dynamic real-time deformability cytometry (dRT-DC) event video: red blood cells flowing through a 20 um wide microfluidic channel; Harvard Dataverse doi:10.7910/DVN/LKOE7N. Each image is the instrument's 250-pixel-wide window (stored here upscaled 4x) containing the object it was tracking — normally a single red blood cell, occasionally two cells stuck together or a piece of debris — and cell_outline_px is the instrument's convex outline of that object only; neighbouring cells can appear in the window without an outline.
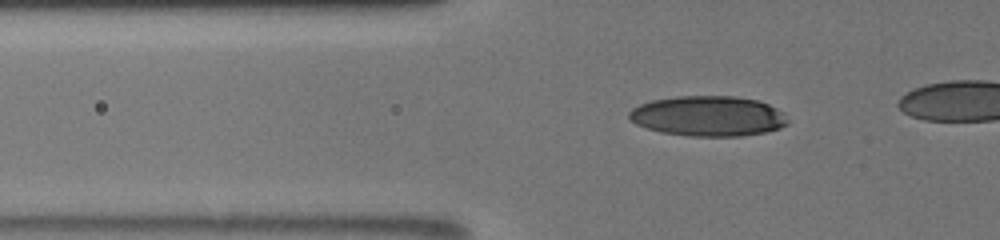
{"species": "human", "species_latin": "Homo sapiens", "temperature_condition": "room temperature", "stored_images_in_passage": 43, "camera_frame_rate_fps": 3000, "um_per_image_px": 0.085, "donor": {"sex": "male"}, "frame": {"image": 1, "passage_image": 8, "time_ms": 3.0, "image_size_px": [1000, 240], "cell_outline_px": [[788, 124], [780, 128], [764, 132], [740, 136], [688, 136], [664, 132], [648, 128], [636, 124], [628, 116], [628, 112], [632, 108], [640, 104], [652, 100], [676, 96], [736, 96], [760, 100], [784, 112], [788, 120]], "centroid_in_image_um": [60.22, 9.85], "position_along_channel_um": 65.6, "area_um2": 37.28}}
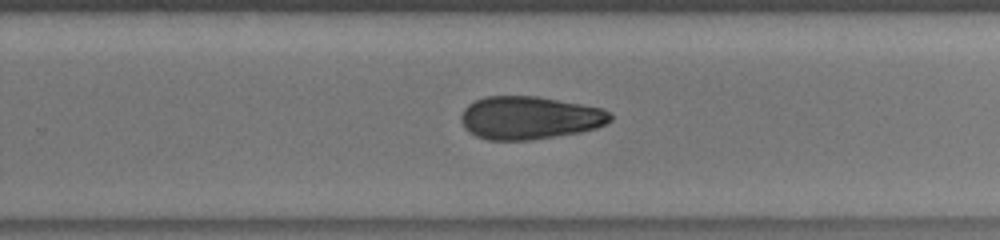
{"frame": {"image": 2, "passage_image": 29, "time_ms": 9.0, "image_size_px": [1000, 240], "cell_outline_px": [[612, 120], [596, 128], [580, 132], [556, 136], [528, 140], [488, 140], [476, 136], [468, 132], [464, 128], [460, 120], [460, 116], [464, 108], [468, 104], [484, 96], [536, 96], [604, 108], [612, 112]], "centroid_in_image_um": [45.0, 10.01], "position_along_channel_um": 284.8, "area_um2": 37.63}}
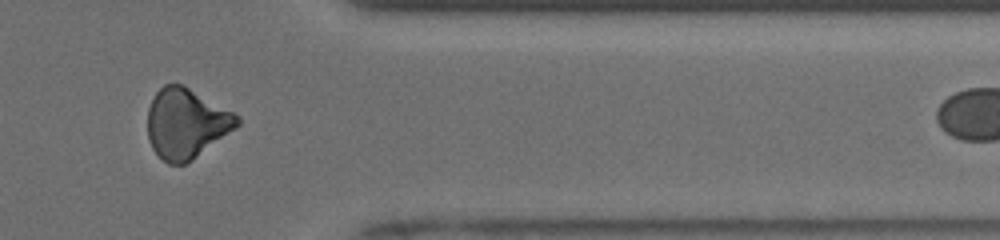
{"frame": {"image": 3, "passage_image": 42, "time_ms": 12.0, "image_size_px": [1000, 240], "cell_outline_px": [[240, 124], [236, 128], [192, 160], [184, 164], [168, 164], [152, 148], [148, 140], [148, 108], [156, 92], [164, 84], [184, 84], [240, 116]], "centroid_in_image_um": [15.83, 10.48], "position_along_channel_um": 395.6, "area_um2": 36.47}, "authors_computed_cell_mechanics": {"area_um2": 37.3966, "velocity_mm_per_s": 3.9069, "shape_relaxation_time_tau1_ms": 8.0958, "shape_relaxation_time_tau2_ms": null, "deformation_change_tau1": 0.1832, "deformation_change_tau2": null}}